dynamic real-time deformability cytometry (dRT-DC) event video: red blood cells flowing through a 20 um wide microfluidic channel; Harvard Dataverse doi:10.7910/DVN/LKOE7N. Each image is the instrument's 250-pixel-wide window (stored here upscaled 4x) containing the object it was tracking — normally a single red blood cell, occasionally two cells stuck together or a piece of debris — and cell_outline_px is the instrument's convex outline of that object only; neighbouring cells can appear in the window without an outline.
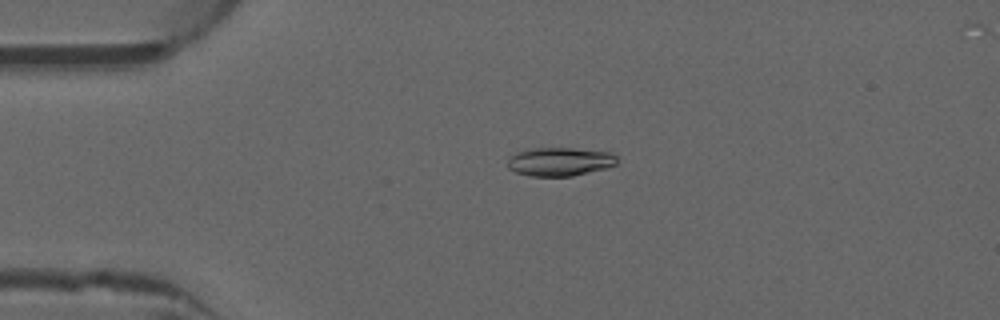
{"species": "common noctule bat (a hibernating species)", "species_latin": "Nyctalus noctula", "temperature_condition": "warm", "stored_images_in_passage": 49, "camera_frame_rate_fps": 3000, "um_per_image_px": 0.085, "animal": {"sex": "male", "forearm_length_mm": 52.5}, "frame": {"image": 1, "passage_image": 9, "time_ms": 2.667, "image_size_px": [1000, 320], "cell_outline_px": [[616, 164], [604, 168], [572, 176], [532, 176], [516, 172], [508, 168], [508, 156], [516, 152], [528, 148], [572, 148], [612, 152], [616, 156]], "centroid_in_image_um": [47.54, 13.72], "position_along_channel_um": 37.5, "area_um2": 18.21}}
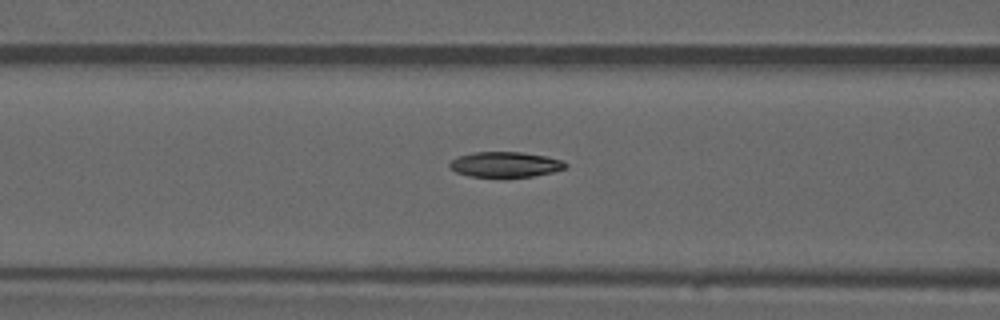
{"frame": {"image": 2, "passage_image": 18, "time_ms": 5.667, "image_size_px": [1000, 320], "cell_outline_px": [[568, 164], [564, 168], [552, 172], [532, 176], [468, 176], [456, 172], [448, 164], [452, 160], [460, 156], [472, 152], [524, 152], [564, 160]], "centroid_in_image_um": [42.96, 13.96], "position_along_channel_um": 123.6, "area_um2": 16.82}}
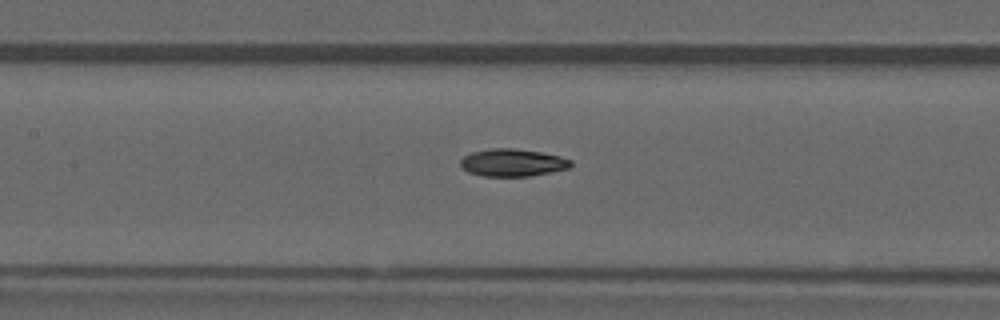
{"frame": {"image": 3, "passage_image": 21, "time_ms": 6.667, "image_size_px": [1000, 320], "cell_outline_px": [[572, 164], [568, 168], [528, 176], [484, 176], [468, 172], [460, 164], [460, 160], [464, 156], [472, 152], [492, 148], [512, 148], [540, 152], [560, 156], [572, 160]], "centroid_in_image_um": [43.55, 13.82], "position_along_channel_um": 163.8, "area_um2": 17.46}, "authors_computed_cell_mechanics": {"area_um2": 17.5134, "velocity_mm_per_s": 4.0026, "shape_relaxation_time_tau1_ms": 7.2461, "shape_relaxation_time_tau2_ms": 4.2576, "deformation_change_tau1": 0.2048, "deformation_change_tau2": 0.092}}